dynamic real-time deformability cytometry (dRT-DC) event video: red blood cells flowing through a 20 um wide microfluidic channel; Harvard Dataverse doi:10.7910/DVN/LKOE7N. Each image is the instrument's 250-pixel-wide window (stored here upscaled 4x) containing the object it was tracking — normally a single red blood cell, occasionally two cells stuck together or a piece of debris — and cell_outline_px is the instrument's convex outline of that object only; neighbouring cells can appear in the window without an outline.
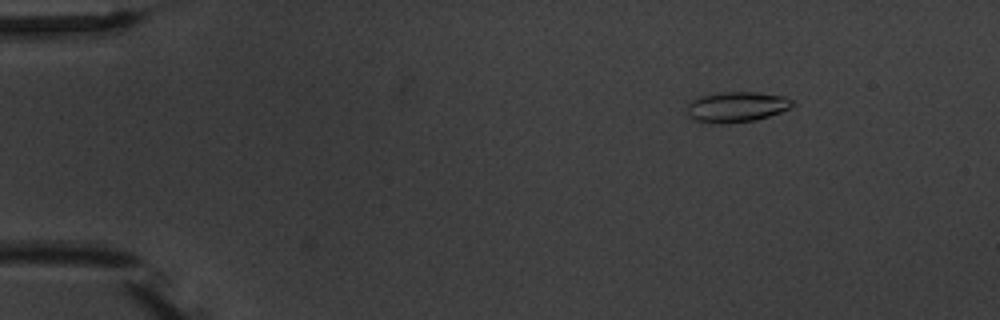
{"species": "common noctule bat (a hibernating species)", "species_latin": "Nyctalus noctula", "temperature_condition": "warm", "stored_images_in_passage": 9, "camera_frame_rate_fps": 3000, "um_per_image_px": 0.085, "animal": {"sex": "male", "body_mass_g": 20.1, "forearm_length_mm": 53.5}, "frame": {"image": 1, "passage_image": 2, "time_ms": 1.333, "image_size_px": [1000, 320], "cell_outline_px": [[796, 104], [792, 108], [756, 120], [720, 124], [696, 120], [688, 116], [688, 104], [692, 100], [700, 96], [720, 92], [756, 92], [784, 96], [792, 100]], "centroid_in_image_um": [62.65, 9.08], "position_along_channel_um": 22.4, "area_um2": 18.67}}
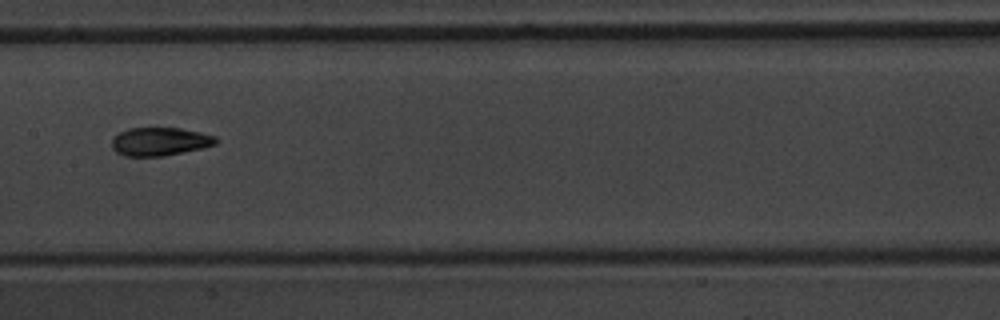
{"frame": {"image": 2, "passage_image": 8, "time_ms": 8.333, "image_size_px": [1000, 320], "cell_outline_px": [[216, 144], [204, 148], [164, 156], [124, 156], [116, 152], [112, 148], [112, 140], [120, 132], [128, 128], [180, 128], [200, 132], [216, 136]], "centroid_in_image_um": [13.6, 12.04], "position_along_channel_um": 193.8, "area_um2": 17.17}}
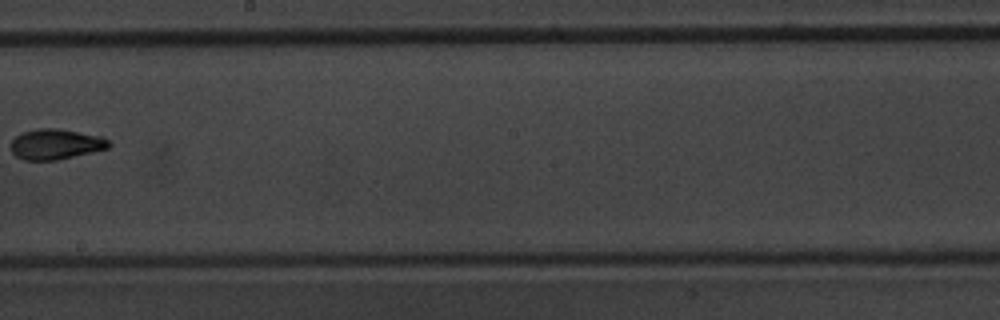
{"frame": {"image": 3, "passage_image": 9, "time_ms": 9.667, "image_size_px": [1000, 320], "cell_outline_px": [[112, 144], [108, 148], [92, 152], [56, 160], [24, 160], [16, 156], [12, 152], [12, 140], [16, 136], [24, 132], [36, 128], [56, 128], [100, 136], [108, 140]], "centroid_in_image_um": [4.73, 12.25], "position_along_channel_um": 243.5, "area_um2": 17.17}}